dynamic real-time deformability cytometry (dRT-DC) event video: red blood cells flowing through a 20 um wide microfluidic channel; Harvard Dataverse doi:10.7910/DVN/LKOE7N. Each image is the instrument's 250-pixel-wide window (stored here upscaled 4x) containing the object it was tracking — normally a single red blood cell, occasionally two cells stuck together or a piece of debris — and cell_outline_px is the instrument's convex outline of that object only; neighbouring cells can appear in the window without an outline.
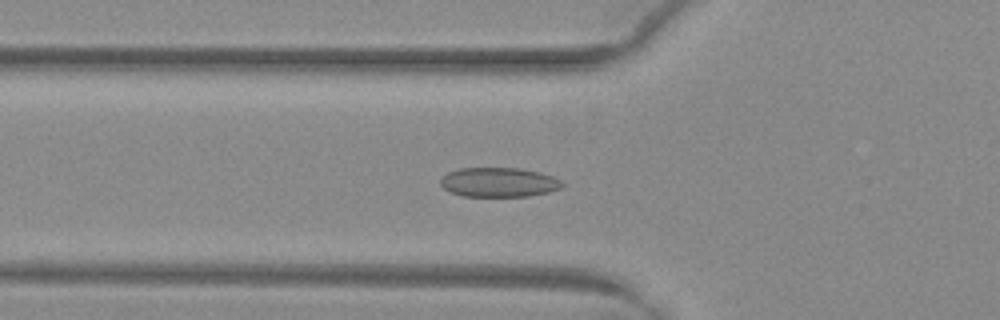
{"species": "common noctule bat (a hibernating species)", "species_latin": "Nyctalus noctula", "temperature_condition": "warm", "stored_images_in_passage": 36, "camera_frame_rate_fps": 3000, "um_per_image_px": 0.085, "animal": {"sex": "female", "body_mass_g": 29.2, "forearm_length_mm": 56.3}, "frame": {"image": 1, "passage_image": 3, "time_ms": 0.667, "image_size_px": [1000, 320], "cell_outline_px": [[564, 184], [560, 188], [548, 192], [528, 196], [464, 196], [452, 192], [444, 188], [440, 184], [440, 180], [448, 172], [460, 168], [520, 168], [540, 172], [552, 176], [560, 180]], "centroid_in_image_um": [42.41, 15.48], "position_along_channel_um": 83.4, "area_um2": 20.75}}
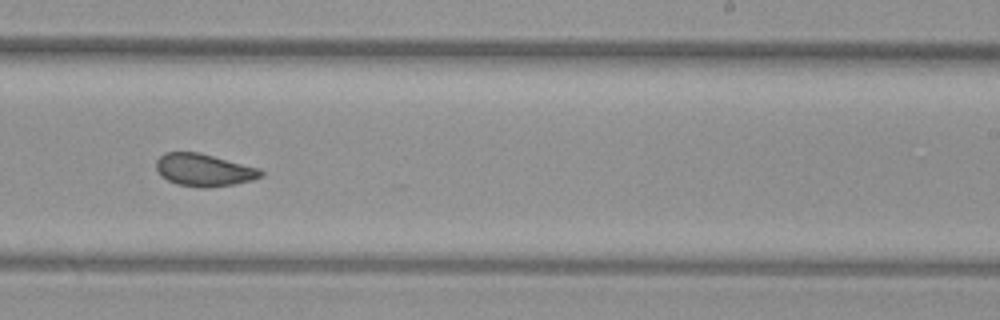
{"frame": {"image": 2, "passage_image": 17, "time_ms": 5.333, "image_size_px": [1000, 320], "cell_outline_px": [[264, 176], [252, 180], [236, 184], [208, 188], [200, 188], [176, 184], [160, 176], [156, 168], [156, 160], [164, 152], [200, 152], [260, 168], [264, 172]], "centroid_in_image_um": [17.35, 14.45], "position_along_channel_um": 271.7, "area_um2": 20.17}}
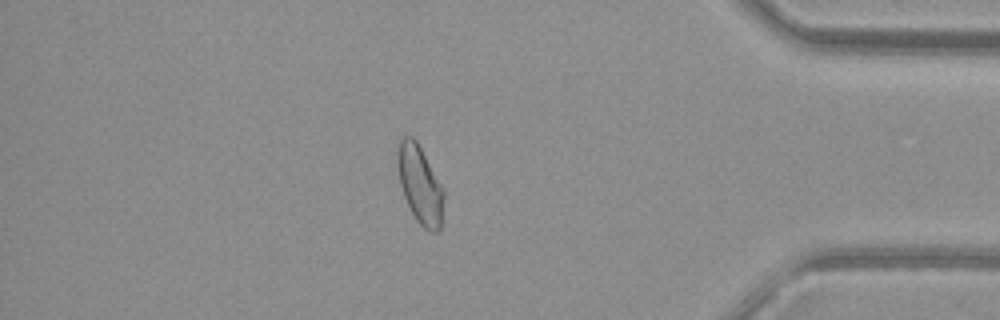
{"frame": {"image": 3, "passage_image": 29, "time_ms": 9.333, "image_size_px": [1000, 320], "cell_outline_px": [[444, 196], [440, 228], [436, 232], [428, 232], [416, 220], [404, 196], [400, 184], [396, 164], [396, 152], [400, 140], [404, 136], [412, 136], [416, 140], [444, 188]], "centroid_in_image_um": [35.69, 15.67], "position_along_channel_um": 399.5, "area_um2": 21.1}, "authors_computed_cell_mechanics": {"area_um2": 20.2589, "velocity_mm_per_s": 4.0264, "shape_relaxation_time_tau1_ms": 9.3975, "shape_relaxation_time_tau2_ms": 1.3796, "deformation_change_tau1": 0.1449, "deformation_change_tau2": 0.0657}}